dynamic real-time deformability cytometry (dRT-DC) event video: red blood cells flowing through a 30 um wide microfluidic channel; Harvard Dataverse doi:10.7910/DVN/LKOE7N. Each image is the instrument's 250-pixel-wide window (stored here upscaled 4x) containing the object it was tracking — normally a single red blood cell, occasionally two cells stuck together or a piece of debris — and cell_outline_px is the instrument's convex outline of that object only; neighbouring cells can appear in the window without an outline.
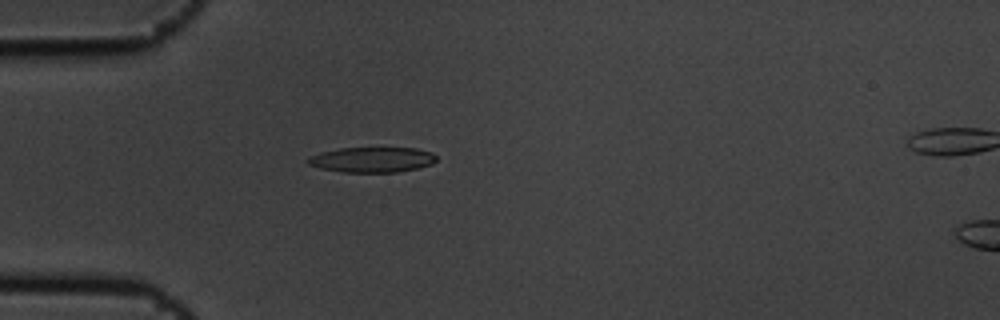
{"species": "common noctule bat (a hibernating species)", "species_latin": "Nyctalus noctula", "temperature_condition": "cold", "stored_images_in_passage": 2, "camera_frame_rate_fps": 3000, "um_per_image_px": 0.085, "animal": {"sex": "male", "body_mass_g": 19.5, "forearm_length_mm": 54.6}, "frame": {"image": 1, "passage_image": 1, "time_ms": 0.0, "image_size_px": [1000, 320], "cell_outline_px": [[436, 160], [432, 164], [416, 168], [396, 172], [344, 172], [320, 168], [308, 164], [304, 160], [308, 156], [320, 152], [340, 148], [416, 148], [432, 152], [436, 156]], "centroid_in_image_um": [31.59, 13.56], "position_along_channel_um": 53.4, "area_um2": 18.96}}